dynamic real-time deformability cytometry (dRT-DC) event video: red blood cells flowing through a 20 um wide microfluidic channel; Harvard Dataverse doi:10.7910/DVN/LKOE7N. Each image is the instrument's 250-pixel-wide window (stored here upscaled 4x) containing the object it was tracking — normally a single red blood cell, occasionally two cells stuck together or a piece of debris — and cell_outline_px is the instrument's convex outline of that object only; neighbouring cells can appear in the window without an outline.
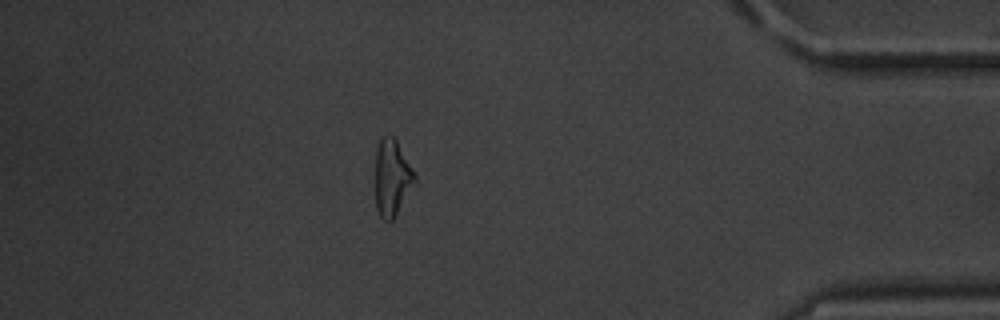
{"species": "common noctule bat (a hibernating species)", "species_latin": "Nyctalus noctula", "temperature_condition": "warm", "stored_images_in_passage": 16, "segment_of_instrument_passage": [2, 2], "camera_frame_rate_fps": 3000, "um_per_image_px": 0.085, "animal": {"sex": "male", "body_mass_g": 20.1, "forearm_length_mm": 53.5}, "frame": {"image": 1, "passage_image": 16, "time_ms": 18.333, "image_size_px": [1000, 320], "cell_outline_px": [[416, 180], [392, 220], [384, 220], [380, 216], [376, 208], [376, 148], [380, 140], [384, 136], [392, 136], [396, 140], [412, 168], [416, 176]], "centroid_in_image_um": [33.31, 15.09], "position_along_channel_um": 401.9, "area_um2": 17.05}}